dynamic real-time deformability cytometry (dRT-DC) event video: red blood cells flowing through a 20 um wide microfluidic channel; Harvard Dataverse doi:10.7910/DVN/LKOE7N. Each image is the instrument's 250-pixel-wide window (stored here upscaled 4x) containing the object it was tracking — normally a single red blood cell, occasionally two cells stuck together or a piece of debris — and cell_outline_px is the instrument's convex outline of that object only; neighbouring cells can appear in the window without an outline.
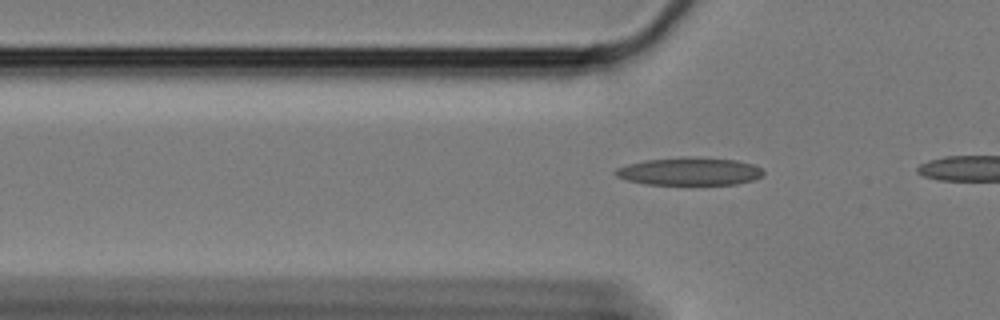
{"species": "Egyptian fruit bat (a non-hibernating species)", "species_latin": "Rousettus aegyptiacus", "temperature_condition": "cold", "stored_images_in_passage": 9, "camera_frame_rate_fps": 3000, "um_per_image_px": 0.085, "animal": {"sex": "female"}, "frame": {"image": 1, "passage_image": 7, "time_ms": 2.0, "image_size_px": [1000, 320], "cell_outline_px": [[764, 172], [760, 176], [752, 180], [736, 184], [644, 184], [628, 180], [616, 176], [612, 172], [616, 168], [628, 164], [644, 160], [684, 156], [736, 160], [752, 164], [760, 168]], "centroid_in_image_um": [58.55, 14.56], "position_along_channel_um": 67.2, "area_um2": 23.87}}